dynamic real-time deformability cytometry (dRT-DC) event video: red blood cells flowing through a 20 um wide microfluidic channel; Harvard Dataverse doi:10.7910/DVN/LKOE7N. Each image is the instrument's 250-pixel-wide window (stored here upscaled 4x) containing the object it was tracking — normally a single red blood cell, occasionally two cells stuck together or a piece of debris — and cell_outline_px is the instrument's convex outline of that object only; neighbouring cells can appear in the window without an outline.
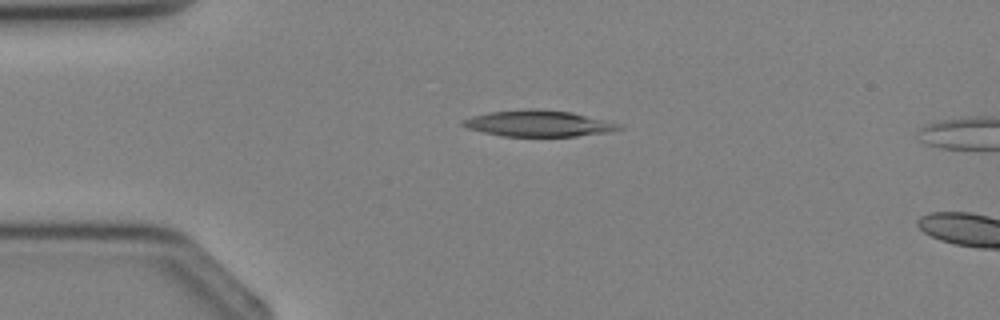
{"species": "Egyptian fruit bat (a non-hibernating species)", "species_latin": "Rousettus aegyptiacus", "temperature_condition": "cold", "stored_images_in_passage": 4, "camera_frame_rate_fps": 3000, "um_per_image_px": 0.085, "animal": {"sex": "female"}, "frame": {"image": 1, "passage_image": 3, "time_ms": 2.333, "image_size_px": [1000, 320], "cell_outline_px": [[624, 128], [608, 132], [576, 136], [504, 136], [484, 132], [468, 128], [460, 124], [460, 120], [472, 116], [488, 112], [524, 108], [540, 108], [572, 112], [624, 124]], "centroid_in_image_um": [45.79, 10.47], "position_along_channel_um": 39.2, "area_um2": 24.16}}